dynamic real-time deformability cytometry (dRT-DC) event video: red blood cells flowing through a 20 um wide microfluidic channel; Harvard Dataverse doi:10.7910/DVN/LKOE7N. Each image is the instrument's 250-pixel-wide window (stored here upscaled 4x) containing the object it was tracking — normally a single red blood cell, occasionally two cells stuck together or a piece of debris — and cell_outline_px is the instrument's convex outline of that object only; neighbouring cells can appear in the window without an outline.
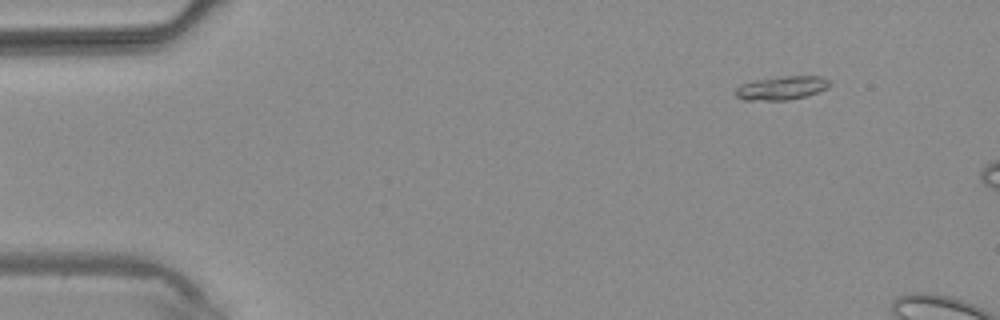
{"species": "common noctule bat (a hibernating species)", "species_latin": "Nyctalus noctula", "temperature_condition": "warm", "stored_images_in_passage": 5, "camera_frame_rate_fps": 3000, "um_per_image_px": 0.085, "animal": {"sex": "male", "body_mass_g": 20.4}, "frame": {"image": 1, "passage_image": 5, "time_ms": 4.667, "image_size_px": [1000, 320], "cell_outline_px": [[832, 84], [828, 88], [804, 96], [788, 100], [744, 100], [736, 96], [736, 88], [740, 84], [756, 80], [784, 76], [820, 76], [832, 80]], "centroid_in_image_um": [66.48, 7.47], "position_along_channel_um": 18.5, "area_um2": 12.95}}